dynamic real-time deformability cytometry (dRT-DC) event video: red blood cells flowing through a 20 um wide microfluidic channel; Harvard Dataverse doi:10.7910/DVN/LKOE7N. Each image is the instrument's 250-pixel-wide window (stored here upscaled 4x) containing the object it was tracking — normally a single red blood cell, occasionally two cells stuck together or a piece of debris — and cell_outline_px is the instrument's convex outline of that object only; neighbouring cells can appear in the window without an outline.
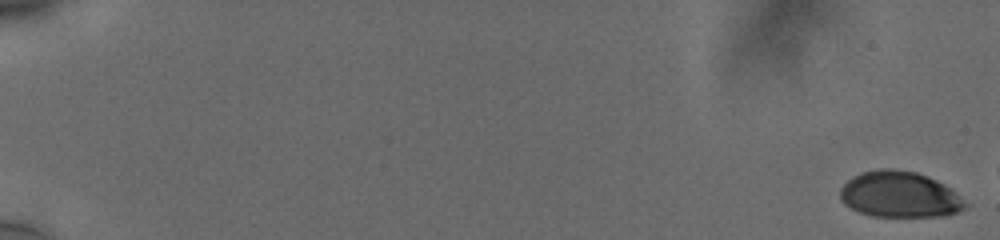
{"species": "human", "species_latin": "Homo sapiens", "temperature_condition": "cold", "stored_images_in_passage": 19, "camera_frame_rate_fps": 3000, "um_per_image_px": 0.085, "donor": {"sex": "male"}, "frame": {"image": 1, "passage_image": 1, "time_ms": 0.0, "image_size_px": [1000, 240], "cell_outline_px": [[968, 208], [944, 216], [872, 216], [860, 212], [844, 204], [840, 200], [840, 188], [852, 176], [860, 172], [880, 168], [892, 168], [916, 172], [928, 176], [944, 184], [968, 204]], "centroid_in_image_um": [76.44, 16.52], "position_along_channel_um": 8.6, "area_um2": 33.58}}